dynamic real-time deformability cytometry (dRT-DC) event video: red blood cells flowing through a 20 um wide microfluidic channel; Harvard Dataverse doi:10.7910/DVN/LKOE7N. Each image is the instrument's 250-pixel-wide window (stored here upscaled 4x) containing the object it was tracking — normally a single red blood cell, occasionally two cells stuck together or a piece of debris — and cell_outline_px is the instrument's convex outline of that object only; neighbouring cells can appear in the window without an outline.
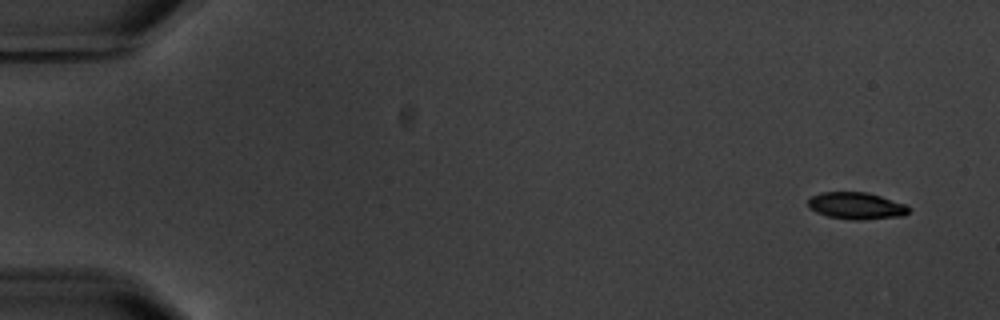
{"species": "common noctule bat (a hibernating species)", "species_latin": "Nyctalus noctula", "temperature_condition": "warm", "stored_images_in_passage": 11, "camera_frame_rate_fps": 3000, "um_per_image_px": 0.085, "animal": {"sex": "male", "body_mass_g": 20.1, "forearm_length_mm": 53.5}, "frame": {"image": 1, "passage_image": 1, "time_ms": 0.0, "image_size_px": [1000, 320], "cell_outline_px": [[912, 208], [904, 216], [864, 220], [852, 220], [828, 216], [816, 212], [808, 208], [808, 200], [812, 196], [820, 192], [868, 192], [904, 204]], "centroid_in_image_um": [72.79, 17.5], "position_along_channel_um": 12.2, "area_um2": 15.9}}
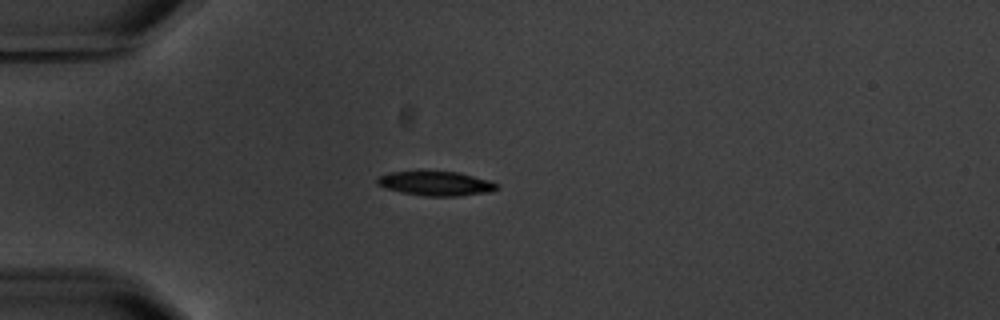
{"frame": {"image": 2, "passage_image": 4, "time_ms": 4.333, "image_size_px": [1000, 320], "cell_outline_px": [[500, 188], [488, 192], [460, 196], [424, 196], [400, 192], [384, 188], [376, 184], [376, 176], [388, 172], [420, 168], [460, 172], [488, 180], [496, 184]], "centroid_in_image_um": [36.93, 15.54], "position_along_channel_um": 48.1, "area_um2": 18.03}}